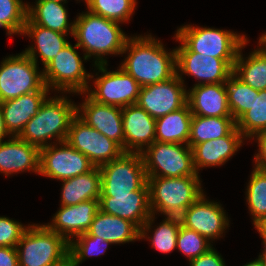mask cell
Returning a JSON list of instances; mask_svg holds the SVG:
<instances>
[{
    "mask_svg": "<svg viewBox=\"0 0 266 266\" xmlns=\"http://www.w3.org/2000/svg\"><path fill=\"white\" fill-rule=\"evenodd\" d=\"M127 51L128 56L120 67L141 87L167 81L176 74V50L166 51L151 35L128 38L122 54Z\"/></svg>",
    "mask_w": 266,
    "mask_h": 266,
    "instance_id": "1",
    "label": "cell"
},
{
    "mask_svg": "<svg viewBox=\"0 0 266 266\" xmlns=\"http://www.w3.org/2000/svg\"><path fill=\"white\" fill-rule=\"evenodd\" d=\"M119 24L89 11L79 14L74 21L73 37L77 40V46L86 51L83 59L94 56V65L107 64L104 55L122 54L129 37Z\"/></svg>",
    "mask_w": 266,
    "mask_h": 266,
    "instance_id": "2",
    "label": "cell"
},
{
    "mask_svg": "<svg viewBox=\"0 0 266 266\" xmlns=\"http://www.w3.org/2000/svg\"><path fill=\"white\" fill-rule=\"evenodd\" d=\"M77 106L65 96L45 99L18 137L38 148L51 145L50 140L54 137L58 143L64 142L71 122L77 116Z\"/></svg>",
    "mask_w": 266,
    "mask_h": 266,
    "instance_id": "3",
    "label": "cell"
},
{
    "mask_svg": "<svg viewBox=\"0 0 266 266\" xmlns=\"http://www.w3.org/2000/svg\"><path fill=\"white\" fill-rule=\"evenodd\" d=\"M149 206L169 217H180L182 213L204 194L199 176L147 177Z\"/></svg>",
    "mask_w": 266,
    "mask_h": 266,
    "instance_id": "4",
    "label": "cell"
},
{
    "mask_svg": "<svg viewBox=\"0 0 266 266\" xmlns=\"http://www.w3.org/2000/svg\"><path fill=\"white\" fill-rule=\"evenodd\" d=\"M19 266H62L69 261V242L46 224H31L16 246Z\"/></svg>",
    "mask_w": 266,
    "mask_h": 266,
    "instance_id": "5",
    "label": "cell"
},
{
    "mask_svg": "<svg viewBox=\"0 0 266 266\" xmlns=\"http://www.w3.org/2000/svg\"><path fill=\"white\" fill-rule=\"evenodd\" d=\"M175 34L192 52L223 59L232 68L247 40L245 35L233 31L191 25L181 26Z\"/></svg>",
    "mask_w": 266,
    "mask_h": 266,
    "instance_id": "6",
    "label": "cell"
},
{
    "mask_svg": "<svg viewBox=\"0 0 266 266\" xmlns=\"http://www.w3.org/2000/svg\"><path fill=\"white\" fill-rule=\"evenodd\" d=\"M24 52L5 58L0 65V102L35 91H50L44 84L43 72Z\"/></svg>",
    "mask_w": 266,
    "mask_h": 266,
    "instance_id": "7",
    "label": "cell"
},
{
    "mask_svg": "<svg viewBox=\"0 0 266 266\" xmlns=\"http://www.w3.org/2000/svg\"><path fill=\"white\" fill-rule=\"evenodd\" d=\"M101 174L100 197L130 194L147 183L141 153L124 152L120 157L99 167Z\"/></svg>",
    "mask_w": 266,
    "mask_h": 266,
    "instance_id": "8",
    "label": "cell"
},
{
    "mask_svg": "<svg viewBox=\"0 0 266 266\" xmlns=\"http://www.w3.org/2000/svg\"><path fill=\"white\" fill-rule=\"evenodd\" d=\"M147 177L198 176L192 148L187 144L155 141L141 153Z\"/></svg>",
    "mask_w": 266,
    "mask_h": 266,
    "instance_id": "9",
    "label": "cell"
},
{
    "mask_svg": "<svg viewBox=\"0 0 266 266\" xmlns=\"http://www.w3.org/2000/svg\"><path fill=\"white\" fill-rule=\"evenodd\" d=\"M75 48L68 43L56 57L48 63L43 72L44 84L51 90L73 93H85L89 87L88 81L94 78L87 73L84 64Z\"/></svg>",
    "mask_w": 266,
    "mask_h": 266,
    "instance_id": "10",
    "label": "cell"
},
{
    "mask_svg": "<svg viewBox=\"0 0 266 266\" xmlns=\"http://www.w3.org/2000/svg\"><path fill=\"white\" fill-rule=\"evenodd\" d=\"M106 65H95L97 70L103 74L95 79L94 90L88 87L85 93L80 94L87 93L91 99L98 103L121 108L136 104L141 88L139 83L120 66L116 71L108 72Z\"/></svg>",
    "mask_w": 266,
    "mask_h": 266,
    "instance_id": "11",
    "label": "cell"
},
{
    "mask_svg": "<svg viewBox=\"0 0 266 266\" xmlns=\"http://www.w3.org/2000/svg\"><path fill=\"white\" fill-rule=\"evenodd\" d=\"M65 141L84 154L95 167L117 159L124 153L118 143L88 126L78 116L72 120Z\"/></svg>",
    "mask_w": 266,
    "mask_h": 266,
    "instance_id": "12",
    "label": "cell"
},
{
    "mask_svg": "<svg viewBox=\"0 0 266 266\" xmlns=\"http://www.w3.org/2000/svg\"><path fill=\"white\" fill-rule=\"evenodd\" d=\"M94 167L84 154L66 141L40 148L39 175L63 181L85 174Z\"/></svg>",
    "mask_w": 266,
    "mask_h": 266,
    "instance_id": "13",
    "label": "cell"
},
{
    "mask_svg": "<svg viewBox=\"0 0 266 266\" xmlns=\"http://www.w3.org/2000/svg\"><path fill=\"white\" fill-rule=\"evenodd\" d=\"M99 208L101 211L130 220L140 229V239L147 238V233L155 215L149 206V186L146 183L141 189L130 194L114 195V197H100Z\"/></svg>",
    "mask_w": 266,
    "mask_h": 266,
    "instance_id": "14",
    "label": "cell"
},
{
    "mask_svg": "<svg viewBox=\"0 0 266 266\" xmlns=\"http://www.w3.org/2000/svg\"><path fill=\"white\" fill-rule=\"evenodd\" d=\"M175 38L181 43L175 49L176 73L183 83V73L198 80L194 85L227 82L233 68L225 60L192 52L176 35Z\"/></svg>",
    "mask_w": 266,
    "mask_h": 266,
    "instance_id": "15",
    "label": "cell"
},
{
    "mask_svg": "<svg viewBox=\"0 0 266 266\" xmlns=\"http://www.w3.org/2000/svg\"><path fill=\"white\" fill-rule=\"evenodd\" d=\"M177 73L167 81L142 86L137 104L157 119L187 104V89Z\"/></svg>",
    "mask_w": 266,
    "mask_h": 266,
    "instance_id": "16",
    "label": "cell"
},
{
    "mask_svg": "<svg viewBox=\"0 0 266 266\" xmlns=\"http://www.w3.org/2000/svg\"><path fill=\"white\" fill-rule=\"evenodd\" d=\"M205 197V194L200 196L179 218L182 226L196 231L210 241L223 235L229 227V220L222 205Z\"/></svg>",
    "mask_w": 266,
    "mask_h": 266,
    "instance_id": "17",
    "label": "cell"
},
{
    "mask_svg": "<svg viewBox=\"0 0 266 266\" xmlns=\"http://www.w3.org/2000/svg\"><path fill=\"white\" fill-rule=\"evenodd\" d=\"M77 116L88 126L118 143L124 150L121 107L98 103L87 95L84 102L77 106Z\"/></svg>",
    "mask_w": 266,
    "mask_h": 266,
    "instance_id": "18",
    "label": "cell"
},
{
    "mask_svg": "<svg viewBox=\"0 0 266 266\" xmlns=\"http://www.w3.org/2000/svg\"><path fill=\"white\" fill-rule=\"evenodd\" d=\"M156 119L137 103L122 108L124 152L142 153L155 142ZM135 149V150H134Z\"/></svg>",
    "mask_w": 266,
    "mask_h": 266,
    "instance_id": "19",
    "label": "cell"
},
{
    "mask_svg": "<svg viewBox=\"0 0 266 266\" xmlns=\"http://www.w3.org/2000/svg\"><path fill=\"white\" fill-rule=\"evenodd\" d=\"M99 200H89L76 205L61 206L52 222L46 226L63 236L68 242L86 233L99 210Z\"/></svg>",
    "mask_w": 266,
    "mask_h": 266,
    "instance_id": "20",
    "label": "cell"
},
{
    "mask_svg": "<svg viewBox=\"0 0 266 266\" xmlns=\"http://www.w3.org/2000/svg\"><path fill=\"white\" fill-rule=\"evenodd\" d=\"M40 173V148L19 137L0 142V173L6 176L23 171Z\"/></svg>",
    "mask_w": 266,
    "mask_h": 266,
    "instance_id": "21",
    "label": "cell"
},
{
    "mask_svg": "<svg viewBox=\"0 0 266 266\" xmlns=\"http://www.w3.org/2000/svg\"><path fill=\"white\" fill-rule=\"evenodd\" d=\"M245 137L235 127L227 136L204 141L192 148L193 165L197 174L203 167L221 166L231 158L243 144Z\"/></svg>",
    "mask_w": 266,
    "mask_h": 266,
    "instance_id": "22",
    "label": "cell"
},
{
    "mask_svg": "<svg viewBox=\"0 0 266 266\" xmlns=\"http://www.w3.org/2000/svg\"><path fill=\"white\" fill-rule=\"evenodd\" d=\"M189 90L187 91V103L192 115L232 117L225 83L194 85Z\"/></svg>",
    "mask_w": 266,
    "mask_h": 266,
    "instance_id": "23",
    "label": "cell"
},
{
    "mask_svg": "<svg viewBox=\"0 0 266 266\" xmlns=\"http://www.w3.org/2000/svg\"><path fill=\"white\" fill-rule=\"evenodd\" d=\"M49 91H35L15 99L0 102L7 131L18 137L27 122L34 117Z\"/></svg>",
    "mask_w": 266,
    "mask_h": 266,
    "instance_id": "24",
    "label": "cell"
},
{
    "mask_svg": "<svg viewBox=\"0 0 266 266\" xmlns=\"http://www.w3.org/2000/svg\"><path fill=\"white\" fill-rule=\"evenodd\" d=\"M24 34L32 39L34 38L35 46H29L23 52L36 64L38 62L37 55L39 53L44 67L50 63L52 59L56 57L58 53L69 43L65 39L68 34H63L43 26L36 25L28 17L22 32V35Z\"/></svg>",
    "mask_w": 266,
    "mask_h": 266,
    "instance_id": "25",
    "label": "cell"
},
{
    "mask_svg": "<svg viewBox=\"0 0 266 266\" xmlns=\"http://www.w3.org/2000/svg\"><path fill=\"white\" fill-rule=\"evenodd\" d=\"M87 233L112 244L129 243L140 239V229L130 220L107 214L100 209Z\"/></svg>",
    "mask_w": 266,
    "mask_h": 266,
    "instance_id": "26",
    "label": "cell"
},
{
    "mask_svg": "<svg viewBox=\"0 0 266 266\" xmlns=\"http://www.w3.org/2000/svg\"><path fill=\"white\" fill-rule=\"evenodd\" d=\"M61 205L70 206L89 200H99L101 195V174L99 167L62 181Z\"/></svg>",
    "mask_w": 266,
    "mask_h": 266,
    "instance_id": "27",
    "label": "cell"
},
{
    "mask_svg": "<svg viewBox=\"0 0 266 266\" xmlns=\"http://www.w3.org/2000/svg\"><path fill=\"white\" fill-rule=\"evenodd\" d=\"M192 113L189 104L156 119L155 141L187 144L190 136Z\"/></svg>",
    "mask_w": 266,
    "mask_h": 266,
    "instance_id": "28",
    "label": "cell"
},
{
    "mask_svg": "<svg viewBox=\"0 0 266 266\" xmlns=\"http://www.w3.org/2000/svg\"><path fill=\"white\" fill-rule=\"evenodd\" d=\"M34 6L28 4L27 17L36 25L63 34L74 32V21L69 23L68 12L64 3L55 1H36Z\"/></svg>",
    "mask_w": 266,
    "mask_h": 266,
    "instance_id": "29",
    "label": "cell"
},
{
    "mask_svg": "<svg viewBox=\"0 0 266 266\" xmlns=\"http://www.w3.org/2000/svg\"><path fill=\"white\" fill-rule=\"evenodd\" d=\"M248 43L246 40L241 46L235 60L233 73L244 83L255 90H266V54L259 48L243 57L241 50Z\"/></svg>",
    "mask_w": 266,
    "mask_h": 266,
    "instance_id": "30",
    "label": "cell"
},
{
    "mask_svg": "<svg viewBox=\"0 0 266 266\" xmlns=\"http://www.w3.org/2000/svg\"><path fill=\"white\" fill-rule=\"evenodd\" d=\"M236 127L233 117H204L193 115L188 146L227 136Z\"/></svg>",
    "mask_w": 266,
    "mask_h": 266,
    "instance_id": "31",
    "label": "cell"
},
{
    "mask_svg": "<svg viewBox=\"0 0 266 266\" xmlns=\"http://www.w3.org/2000/svg\"><path fill=\"white\" fill-rule=\"evenodd\" d=\"M246 190L248 208L256 228L266 219V172L254 167Z\"/></svg>",
    "mask_w": 266,
    "mask_h": 266,
    "instance_id": "32",
    "label": "cell"
},
{
    "mask_svg": "<svg viewBox=\"0 0 266 266\" xmlns=\"http://www.w3.org/2000/svg\"><path fill=\"white\" fill-rule=\"evenodd\" d=\"M225 85L228 106L232 117L237 121L244 113L251 109L254 94H259V91L244 83L234 73L229 76Z\"/></svg>",
    "mask_w": 266,
    "mask_h": 266,
    "instance_id": "33",
    "label": "cell"
},
{
    "mask_svg": "<svg viewBox=\"0 0 266 266\" xmlns=\"http://www.w3.org/2000/svg\"><path fill=\"white\" fill-rule=\"evenodd\" d=\"M236 127L245 139H252L257 133L266 130V90L254 94L251 109L236 121Z\"/></svg>",
    "mask_w": 266,
    "mask_h": 266,
    "instance_id": "34",
    "label": "cell"
},
{
    "mask_svg": "<svg viewBox=\"0 0 266 266\" xmlns=\"http://www.w3.org/2000/svg\"><path fill=\"white\" fill-rule=\"evenodd\" d=\"M89 12L109 20L124 23L136 9V0H85Z\"/></svg>",
    "mask_w": 266,
    "mask_h": 266,
    "instance_id": "35",
    "label": "cell"
},
{
    "mask_svg": "<svg viewBox=\"0 0 266 266\" xmlns=\"http://www.w3.org/2000/svg\"><path fill=\"white\" fill-rule=\"evenodd\" d=\"M75 238L76 240L72 239L69 242V261L73 266H79L90 256L103 255L108 245L112 244L101 237L91 236L87 232Z\"/></svg>",
    "mask_w": 266,
    "mask_h": 266,
    "instance_id": "36",
    "label": "cell"
},
{
    "mask_svg": "<svg viewBox=\"0 0 266 266\" xmlns=\"http://www.w3.org/2000/svg\"><path fill=\"white\" fill-rule=\"evenodd\" d=\"M28 4L22 0H0V27L6 34H21L27 20Z\"/></svg>",
    "mask_w": 266,
    "mask_h": 266,
    "instance_id": "37",
    "label": "cell"
},
{
    "mask_svg": "<svg viewBox=\"0 0 266 266\" xmlns=\"http://www.w3.org/2000/svg\"><path fill=\"white\" fill-rule=\"evenodd\" d=\"M181 220L179 217L166 216L163 222L154 229L151 235L152 246L161 253L172 252L177 247V237Z\"/></svg>",
    "mask_w": 266,
    "mask_h": 266,
    "instance_id": "38",
    "label": "cell"
},
{
    "mask_svg": "<svg viewBox=\"0 0 266 266\" xmlns=\"http://www.w3.org/2000/svg\"><path fill=\"white\" fill-rule=\"evenodd\" d=\"M212 247L211 242L208 239L197 233L196 231L180 226L177 247L189 261L199 257L202 254L208 252Z\"/></svg>",
    "mask_w": 266,
    "mask_h": 266,
    "instance_id": "39",
    "label": "cell"
},
{
    "mask_svg": "<svg viewBox=\"0 0 266 266\" xmlns=\"http://www.w3.org/2000/svg\"><path fill=\"white\" fill-rule=\"evenodd\" d=\"M26 228L18 221L0 216V247H16Z\"/></svg>",
    "mask_w": 266,
    "mask_h": 266,
    "instance_id": "40",
    "label": "cell"
},
{
    "mask_svg": "<svg viewBox=\"0 0 266 266\" xmlns=\"http://www.w3.org/2000/svg\"><path fill=\"white\" fill-rule=\"evenodd\" d=\"M189 262L190 266H226L223 258L215 248H211L205 254H202Z\"/></svg>",
    "mask_w": 266,
    "mask_h": 266,
    "instance_id": "41",
    "label": "cell"
},
{
    "mask_svg": "<svg viewBox=\"0 0 266 266\" xmlns=\"http://www.w3.org/2000/svg\"><path fill=\"white\" fill-rule=\"evenodd\" d=\"M257 138L259 153L255 154V168L266 172V130L257 133L255 136Z\"/></svg>",
    "mask_w": 266,
    "mask_h": 266,
    "instance_id": "42",
    "label": "cell"
},
{
    "mask_svg": "<svg viewBox=\"0 0 266 266\" xmlns=\"http://www.w3.org/2000/svg\"><path fill=\"white\" fill-rule=\"evenodd\" d=\"M0 266H19L16 247H0Z\"/></svg>",
    "mask_w": 266,
    "mask_h": 266,
    "instance_id": "43",
    "label": "cell"
},
{
    "mask_svg": "<svg viewBox=\"0 0 266 266\" xmlns=\"http://www.w3.org/2000/svg\"><path fill=\"white\" fill-rule=\"evenodd\" d=\"M13 137L6 128L3 113H2V107L0 105V142L4 140L5 136Z\"/></svg>",
    "mask_w": 266,
    "mask_h": 266,
    "instance_id": "44",
    "label": "cell"
},
{
    "mask_svg": "<svg viewBox=\"0 0 266 266\" xmlns=\"http://www.w3.org/2000/svg\"><path fill=\"white\" fill-rule=\"evenodd\" d=\"M256 229L261 235L260 238L266 240V219L262 223H260V225H258Z\"/></svg>",
    "mask_w": 266,
    "mask_h": 266,
    "instance_id": "45",
    "label": "cell"
},
{
    "mask_svg": "<svg viewBox=\"0 0 266 266\" xmlns=\"http://www.w3.org/2000/svg\"><path fill=\"white\" fill-rule=\"evenodd\" d=\"M259 45V49L266 54V33L260 36Z\"/></svg>",
    "mask_w": 266,
    "mask_h": 266,
    "instance_id": "46",
    "label": "cell"
},
{
    "mask_svg": "<svg viewBox=\"0 0 266 266\" xmlns=\"http://www.w3.org/2000/svg\"><path fill=\"white\" fill-rule=\"evenodd\" d=\"M243 266H264V265H263L262 260L258 256V259H255V260H253V261H251L248 264H245Z\"/></svg>",
    "mask_w": 266,
    "mask_h": 266,
    "instance_id": "47",
    "label": "cell"
},
{
    "mask_svg": "<svg viewBox=\"0 0 266 266\" xmlns=\"http://www.w3.org/2000/svg\"><path fill=\"white\" fill-rule=\"evenodd\" d=\"M263 244H264V250L262 252V254L259 255V258L262 260L263 265L266 266V240H263Z\"/></svg>",
    "mask_w": 266,
    "mask_h": 266,
    "instance_id": "48",
    "label": "cell"
},
{
    "mask_svg": "<svg viewBox=\"0 0 266 266\" xmlns=\"http://www.w3.org/2000/svg\"><path fill=\"white\" fill-rule=\"evenodd\" d=\"M37 1H55L59 3H66L67 0H37Z\"/></svg>",
    "mask_w": 266,
    "mask_h": 266,
    "instance_id": "49",
    "label": "cell"
},
{
    "mask_svg": "<svg viewBox=\"0 0 266 266\" xmlns=\"http://www.w3.org/2000/svg\"><path fill=\"white\" fill-rule=\"evenodd\" d=\"M62 266H73L72 264H71V262L70 261H68V262H66L64 265H62Z\"/></svg>",
    "mask_w": 266,
    "mask_h": 266,
    "instance_id": "50",
    "label": "cell"
}]
</instances>
